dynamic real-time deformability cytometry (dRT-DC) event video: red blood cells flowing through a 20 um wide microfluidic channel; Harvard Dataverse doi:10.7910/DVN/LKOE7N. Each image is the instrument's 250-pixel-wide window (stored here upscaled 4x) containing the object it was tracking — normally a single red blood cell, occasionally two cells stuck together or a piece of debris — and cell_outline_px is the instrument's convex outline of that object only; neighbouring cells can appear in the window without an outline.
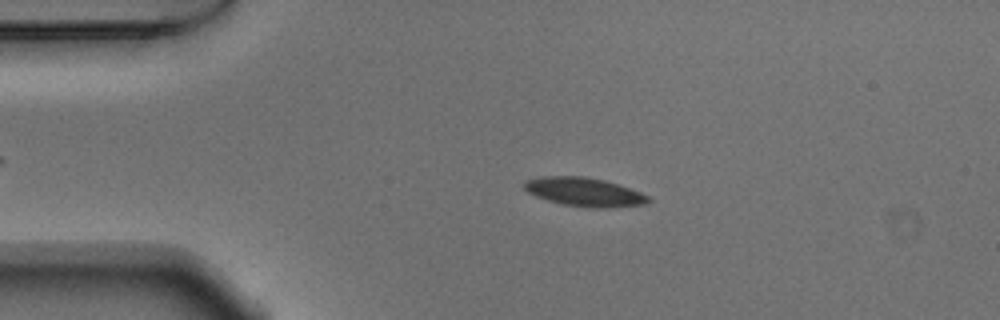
{"species": "Egyptian fruit bat (a non-hibernating species)", "species_latin": "Rousettus aegyptiacus", "temperature_condition": "warm", "stored_images_in_passage": 52, "camera_frame_rate_fps": 3000, "um_per_image_px": 0.085, "animal": {"sex": "male"}, "frame": {"image": 1, "passage_image": 10, "time_ms": 3.0, "image_size_px": [1000, 320], "cell_outline_px": [[652, 200], [648, 204], [608, 208], [592, 208], [560, 204], [536, 196], [528, 192], [524, 188], [524, 184], [528, 180], [540, 176], [584, 176], [604, 180], [640, 192], [648, 196]], "centroid_in_image_um": [49.69, 16.33], "position_along_channel_um": 35.3, "area_um2": 20.75}}
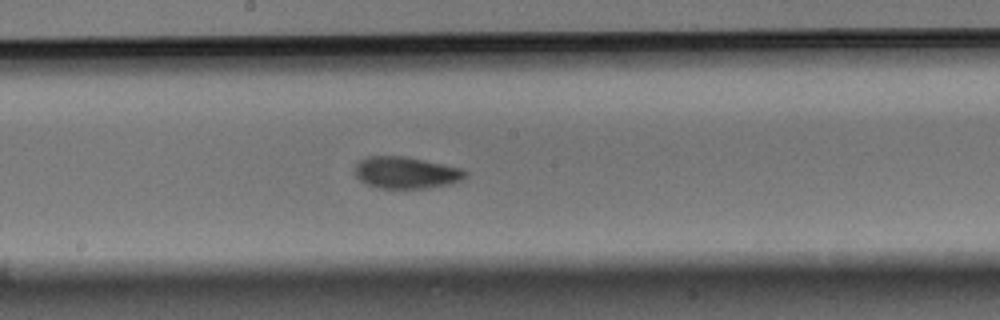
{"frame": {"image": 2, "passage_image": 27, "time_ms": 8.667, "image_size_px": [1000, 320], "cell_outline_px": [[468, 176], [452, 184], [428, 188], [376, 188], [360, 180], [356, 176], [356, 164], [360, 160], [368, 156], [404, 156], [464, 168], [468, 172]], "centroid_in_image_um": [34.57, 14.68], "position_along_channel_um": 213.6, "area_um2": 20.58}}
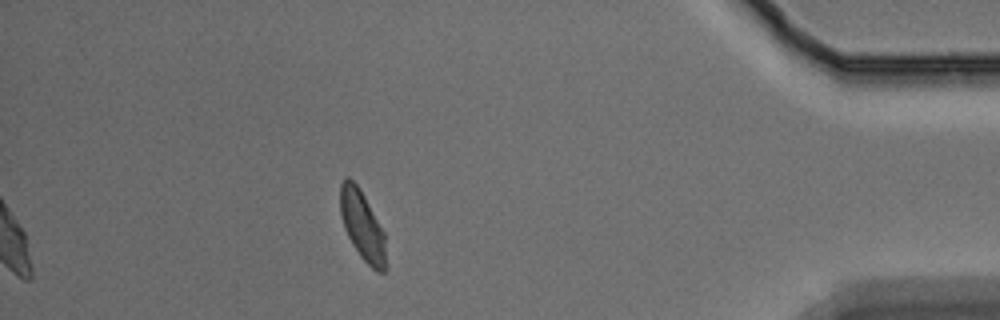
{"frame": {"image": 3, "passage_image": 46, "time_ms": 15.0, "image_size_px": [1000, 320], "cell_outline_px": [[388, 268], [384, 272], [376, 272], [360, 256], [352, 244], [344, 228], [340, 216], [340, 184], [348, 176], [360, 188], [384, 232], [388, 264]], "centroid_in_image_um": [30.82, 19.23], "position_along_channel_um": 404.4, "area_um2": 18.79}, "authors_computed_cell_mechanics": {"area_um2": 20.1722, "velocity_mm_per_s": 3.7617, "shape_relaxation_time_tau1_ms": 2.9573, "shape_relaxation_time_tau2_ms": 2.8756, "deformation_change_tau1": 0.1039, "deformation_change_tau2": 0.0639}}